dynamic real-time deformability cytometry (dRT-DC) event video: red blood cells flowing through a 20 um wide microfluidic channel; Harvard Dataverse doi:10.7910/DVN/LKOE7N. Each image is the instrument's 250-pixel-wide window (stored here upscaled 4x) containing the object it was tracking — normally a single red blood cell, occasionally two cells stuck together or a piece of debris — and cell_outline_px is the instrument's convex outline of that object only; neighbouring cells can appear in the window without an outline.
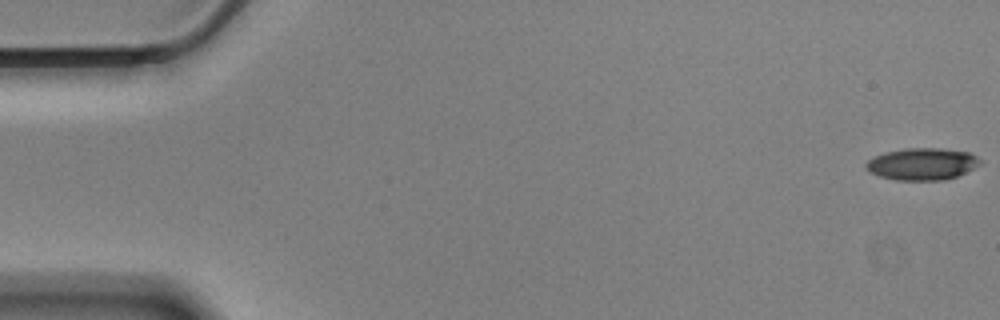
{"species": "Egyptian fruit bat (a non-hibernating species)", "species_latin": "Rousettus aegyptiacus", "temperature_condition": "cold", "stored_images_in_passage": 58, "camera_frame_rate_fps": 3000, "um_per_image_px": 0.085, "animal": {"sex": "male"}, "frame": {"image": 1, "passage_image": 1, "time_ms": 0.0, "image_size_px": [1000, 320], "cell_outline_px": [[980, 164], [956, 176], [944, 180], [896, 180], [880, 176], [872, 172], [864, 164], [868, 160], [884, 152], [908, 148], [940, 148], [968, 152], [976, 156], [980, 160]], "centroid_in_image_um": [78.38, 13.93], "position_along_channel_um": 6.6, "area_um2": 20.92}}
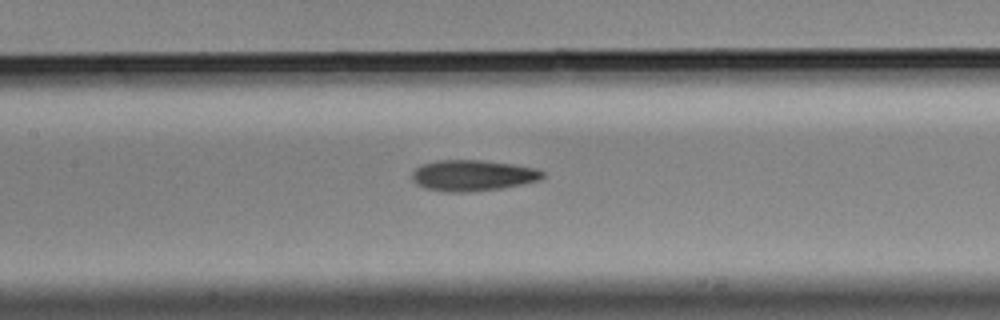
{"frame": {"image": 2, "passage_image": 27, "time_ms": 8.667, "image_size_px": [1000, 320], "cell_outline_px": [[544, 176], [540, 180], [500, 188], [468, 192], [444, 192], [424, 188], [416, 184], [412, 180], [412, 172], [416, 168], [424, 164], [440, 160], [480, 160], [512, 164], [536, 168], [544, 172]], "centroid_in_image_um": [40.16, 14.92], "position_along_channel_um": 167.2, "area_um2": 23.47}}
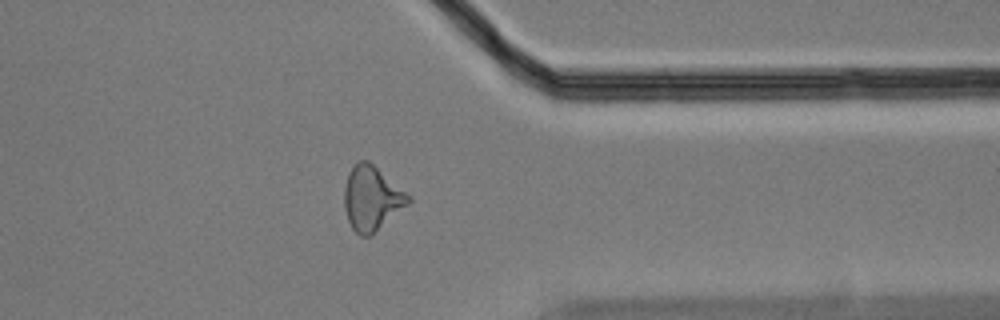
{"frame": {"image": 3, "passage_image": 46, "time_ms": 15.0, "image_size_px": [1000, 320], "cell_outline_px": [[412, 200], [408, 204], [372, 236], [360, 236], [352, 228], [348, 220], [344, 208], [344, 188], [348, 172], [356, 160], [368, 160], [412, 196]], "centroid_in_image_um": [31.59, 16.85], "position_along_channel_um": 379.8, "area_um2": 24.33}, "authors_computed_cell_mechanics": {"area_um2": 22.6865, "velocity_mm_per_s": 3.479, "shape_relaxation_time_tau1_ms": null, "shape_relaxation_time_tau2_ms": 5.1345, "deformation_change_tau1": null, "deformation_change_tau2": 0.1655}}